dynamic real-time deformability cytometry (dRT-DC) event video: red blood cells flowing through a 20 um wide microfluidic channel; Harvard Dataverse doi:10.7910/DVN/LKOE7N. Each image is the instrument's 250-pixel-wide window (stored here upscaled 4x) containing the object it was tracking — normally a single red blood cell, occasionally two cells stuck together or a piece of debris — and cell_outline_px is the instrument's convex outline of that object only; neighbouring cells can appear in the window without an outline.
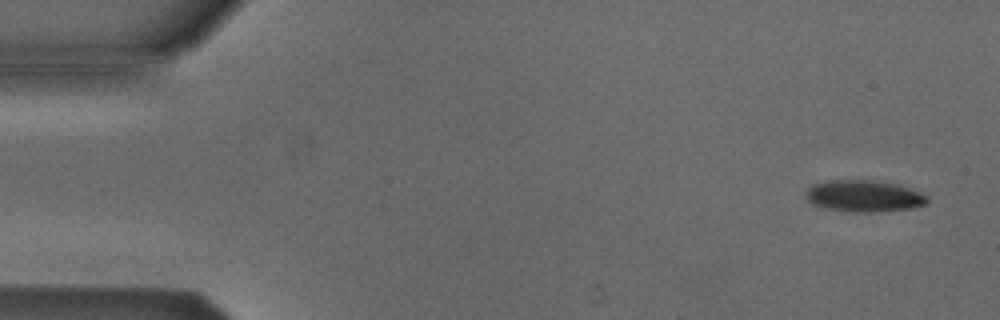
{"species": "Egyptian fruit bat (a non-hibernating species)", "species_latin": "Rousettus aegyptiacus", "temperature_condition": "cold", "stored_images_in_passage": 8, "camera_frame_rate_fps": 3000, "um_per_image_px": 0.085, "animal": {"sex": "male"}, "frame": {"image": 1, "passage_image": 1, "time_ms": 0.0, "image_size_px": [1000, 320], "cell_outline_px": [[928, 204], [912, 208], [872, 212], [852, 212], [824, 208], [812, 204], [808, 200], [808, 188], [816, 184], [828, 180], [876, 180], [900, 184], [912, 188], [928, 196]], "centroid_in_image_um": [73.51, 16.66], "position_along_channel_um": 11.5, "area_um2": 22.48}}
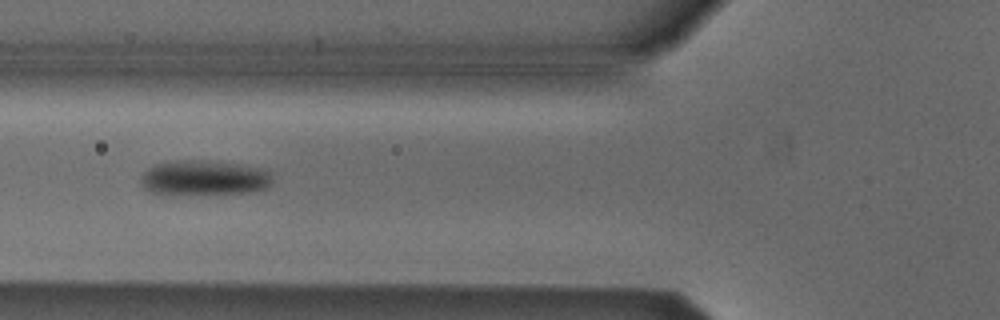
{"frame": {"image": 2, "passage_image": 5, "time_ms": 5.667, "image_size_px": [1000, 320], "cell_outline_px": [[272, 184], [264, 188], [252, 192], [168, 196], [160, 196], [148, 192], [140, 184], [140, 180], [144, 172], [152, 164], [176, 160], [200, 160], [240, 164], [264, 168], [272, 176]], "centroid_in_image_um": [17.27, 15.15], "position_along_channel_um": 108.5, "area_um2": 27.8}}
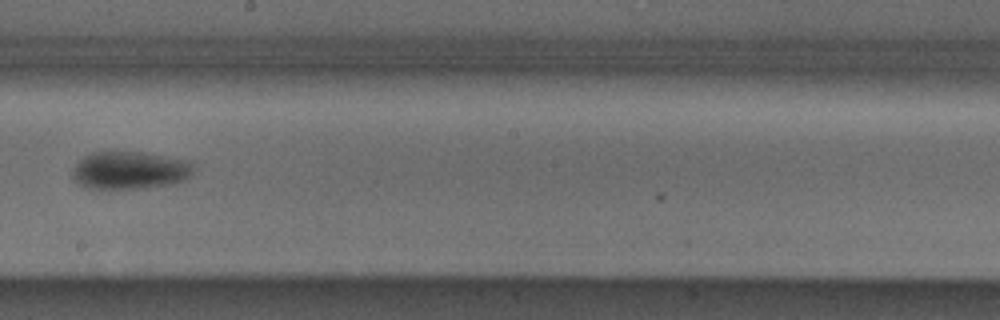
{"frame": {"image": 3, "passage_image": 8, "time_ms": 9.0, "image_size_px": [1000, 320], "cell_outline_px": [[192, 172], [184, 180], [176, 184], [148, 188], [108, 192], [84, 188], [76, 184], [72, 180], [72, 168], [84, 156], [92, 152], [140, 152], [184, 160], [192, 164]], "centroid_in_image_um": [10.92, 14.55], "position_along_channel_um": 237.3, "area_um2": 27.57}}